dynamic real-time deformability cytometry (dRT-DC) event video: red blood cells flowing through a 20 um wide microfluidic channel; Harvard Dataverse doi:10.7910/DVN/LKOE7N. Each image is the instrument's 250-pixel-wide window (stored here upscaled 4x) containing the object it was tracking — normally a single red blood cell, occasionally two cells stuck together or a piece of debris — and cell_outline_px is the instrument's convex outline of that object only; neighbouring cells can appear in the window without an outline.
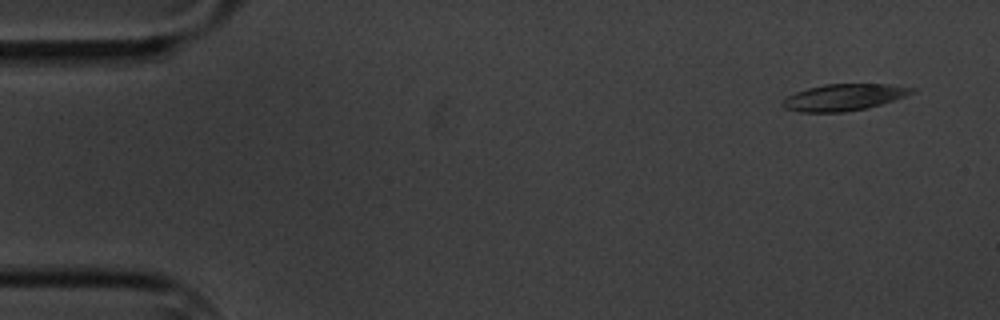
{"species": "common noctule bat (a hibernating species)", "species_latin": "Nyctalus noctula", "temperature_condition": "cold", "stored_images_in_passage": 9, "camera_frame_rate_fps": 3000, "um_per_image_px": 0.085, "animal": {"sex": "male", "body_mass_g": 20.1, "forearm_length_mm": 53.5}, "frame": {"image": 1, "passage_image": 1, "time_ms": 0.0, "image_size_px": [1000, 320], "cell_outline_px": [[916, 92], [868, 108], [844, 112], [800, 112], [784, 108], [780, 104], [788, 96], [796, 92], [808, 88], [824, 84], [892, 84], [916, 88]], "centroid_in_image_um": [71.74, 8.27], "position_along_channel_um": 13.3, "area_um2": 20.0}}
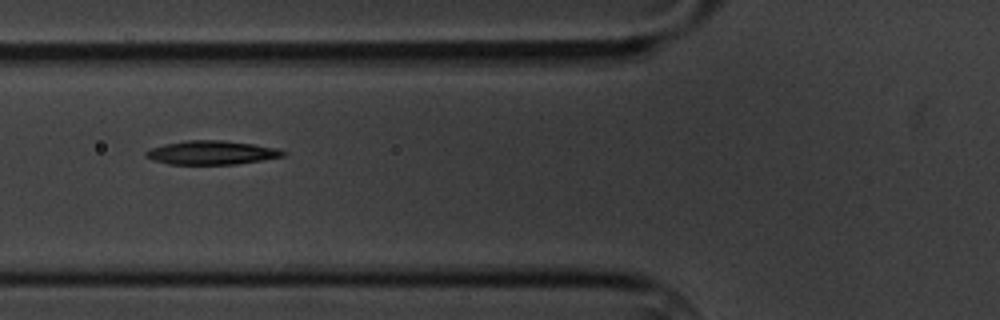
{"frame": {"image": 2, "passage_image": 6, "time_ms": 6.0, "image_size_px": [1000, 320], "cell_outline_px": [[288, 152], [284, 156], [236, 164], [168, 164], [152, 160], [144, 156], [144, 152], [148, 148], [164, 144], [188, 140], [224, 140], [252, 144], [276, 148]], "centroid_in_image_um": [17.93, 12.97], "position_along_channel_um": 107.9, "area_um2": 19.07}}
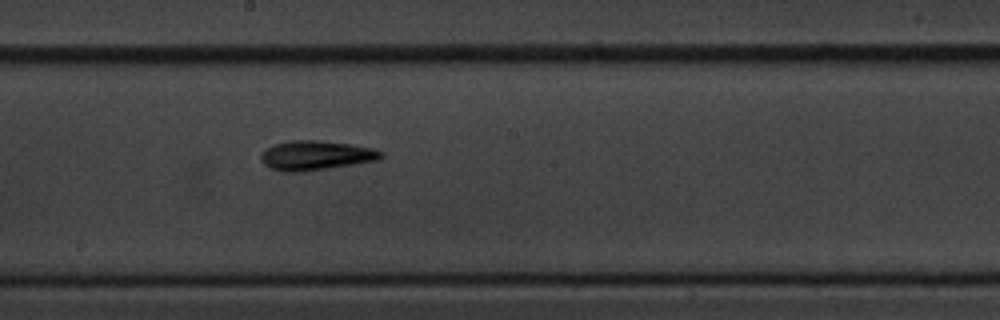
{"frame": {"image": 3, "passage_image": 9, "time_ms": 9.333, "image_size_px": [1000, 320], "cell_outline_px": [[384, 156], [376, 160], [352, 164], [296, 172], [284, 172], [272, 168], [264, 164], [260, 160], [260, 156], [268, 148], [276, 144], [292, 140], [320, 140], [352, 144], [372, 148], [384, 152]], "centroid_in_image_um": [26.86, 13.19], "position_along_channel_um": 221.3, "area_um2": 20.23}}